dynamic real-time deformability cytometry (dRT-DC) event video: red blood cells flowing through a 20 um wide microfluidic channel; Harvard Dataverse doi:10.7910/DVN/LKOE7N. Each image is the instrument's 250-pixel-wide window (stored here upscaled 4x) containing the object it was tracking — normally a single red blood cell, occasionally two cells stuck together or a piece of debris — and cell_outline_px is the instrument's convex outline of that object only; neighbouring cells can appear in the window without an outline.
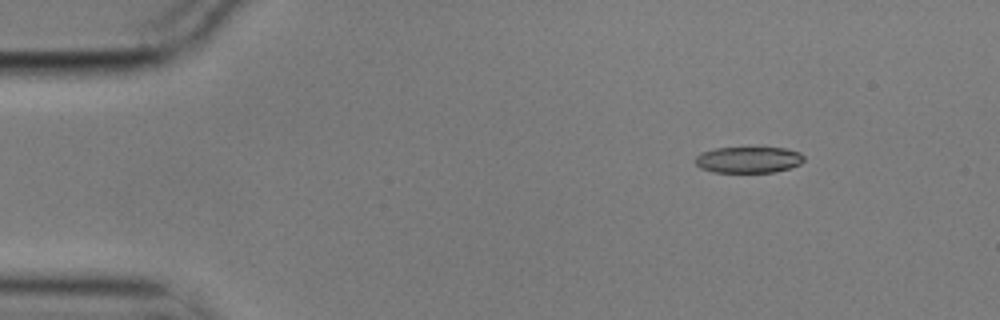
{"species": "common noctule bat (a hibernating species)", "species_latin": "Nyctalus noctula", "temperature_condition": "cold", "stored_images_in_passage": 3, "camera_frame_rate_fps": 3000, "um_per_image_px": 0.085, "animal": {"sex": "male", "body_mass_g": 17.9}, "frame": {"image": 1, "passage_image": 1, "time_ms": 0.0, "image_size_px": [1000, 320], "cell_outline_px": [[804, 160], [800, 164], [788, 168], [772, 172], [712, 172], [700, 168], [696, 164], [696, 156], [700, 152], [716, 148], [784, 148], [800, 152], [804, 156]], "centroid_in_image_um": [63.6, 13.58], "position_along_channel_um": 21.4, "area_um2": 16.53}}
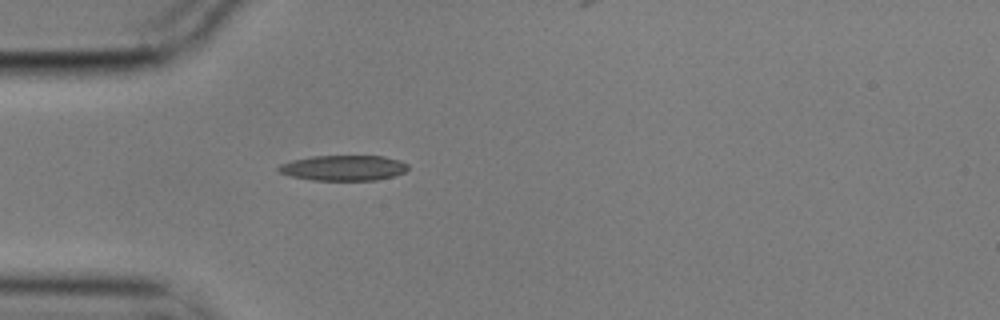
{"frame": {"image": 2, "passage_image": 3, "time_ms": 0.667, "image_size_px": [1000, 320], "cell_outline_px": [[408, 168], [404, 172], [392, 176], [376, 180], [312, 180], [292, 176], [280, 172], [276, 168], [280, 164], [292, 160], [312, 156], [384, 156], [400, 160], [408, 164]], "centroid_in_image_um": [29.2, 14.26], "position_along_channel_um": 55.8, "area_um2": 19.07}}